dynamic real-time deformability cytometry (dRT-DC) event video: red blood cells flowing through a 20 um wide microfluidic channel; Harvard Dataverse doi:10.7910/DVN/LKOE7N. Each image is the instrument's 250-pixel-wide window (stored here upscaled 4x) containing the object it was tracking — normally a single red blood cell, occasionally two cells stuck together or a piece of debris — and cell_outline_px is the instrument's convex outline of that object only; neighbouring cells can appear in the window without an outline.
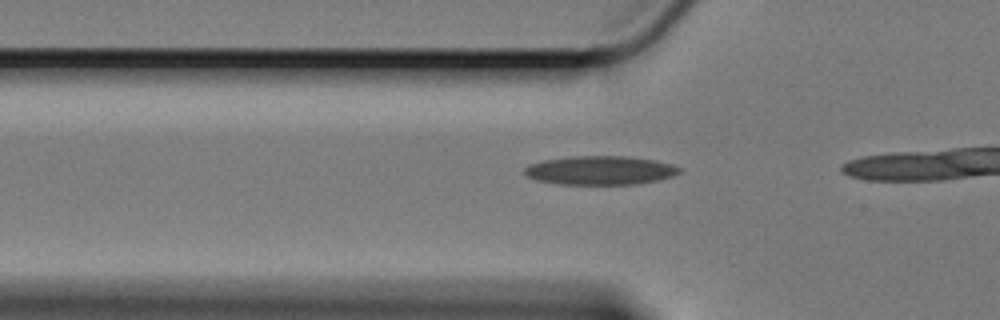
{"species": "Egyptian fruit bat (a non-hibernating species)", "species_latin": "Rousettus aegyptiacus", "temperature_condition": "cold", "stored_images_in_passage": 11, "camera_frame_rate_fps": 3000, "um_per_image_px": 0.085, "animal": {"sex": "female"}, "frame": {"image": 1, "passage_image": 5, "time_ms": 1.333, "image_size_px": [1000, 320], "cell_outline_px": [[680, 172], [672, 176], [656, 180], [636, 184], [560, 184], [536, 180], [528, 176], [524, 172], [524, 168], [528, 164], [544, 160], [572, 156], [628, 156], [656, 160], [672, 164], [680, 168]], "centroid_in_image_um": [51.01, 14.47], "position_along_channel_um": 74.8, "area_um2": 25.95}}
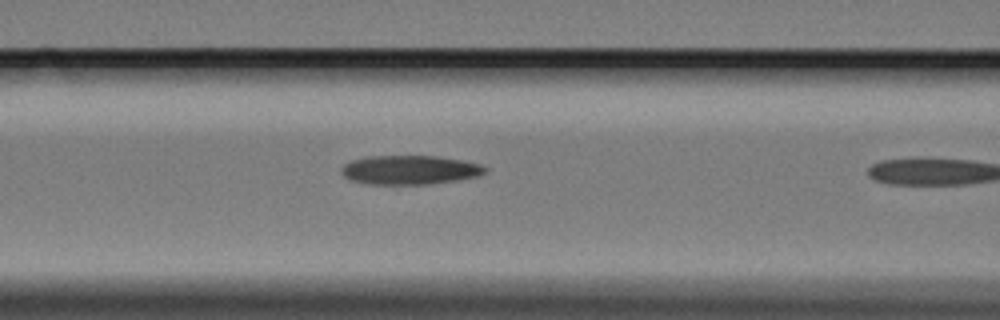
{"frame": {"image": 2, "passage_image": 10, "time_ms": 3.0, "image_size_px": [1000, 320], "cell_outline_px": [[488, 172], [476, 176], [456, 180], [428, 184], [368, 184], [352, 180], [344, 176], [340, 172], [340, 168], [344, 164], [352, 160], [364, 156], [436, 156], [460, 160], [480, 164], [488, 168]], "centroid_in_image_um": [34.8, 14.44], "position_along_channel_um": 131.8, "area_um2": 24.33}}